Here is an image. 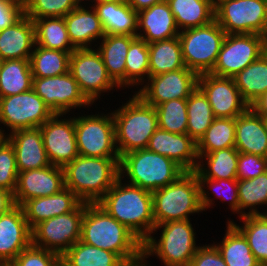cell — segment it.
<instances>
[{"label":"cell","mask_w":267,"mask_h":266,"mask_svg":"<svg viewBox=\"0 0 267 266\" xmlns=\"http://www.w3.org/2000/svg\"><path fill=\"white\" fill-rule=\"evenodd\" d=\"M80 241L116 253L127 265L143 259L142 241L97 203H85Z\"/></svg>","instance_id":"obj_1"},{"label":"cell","mask_w":267,"mask_h":266,"mask_svg":"<svg viewBox=\"0 0 267 266\" xmlns=\"http://www.w3.org/2000/svg\"><path fill=\"white\" fill-rule=\"evenodd\" d=\"M122 180L119 177L97 204L143 242L155 227L152 192Z\"/></svg>","instance_id":"obj_2"},{"label":"cell","mask_w":267,"mask_h":266,"mask_svg":"<svg viewBox=\"0 0 267 266\" xmlns=\"http://www.w3.org/2000/svg\"><path fill=\"white\" fill-rule=\"evenodd\" d=\"M120 158L77 156L64 168L65 188L82 202L98 203L120 177Z\"/></svg>","instance_id":"obj_3"},{"label":"cell","mask_w":267,"mask_h":266,"mask_svg":"<svg viewBox=\"0 0 267 266\" xmlns=\"http://www.w3.org/2000/svg\"><path fill=\"white\" fill-rule=\"evenodd\" d=\"M125 104L112 112L115 143L119 156L147 148L149 139L158 129L154 106L147 104L136 92Z\"/></svg>","instance_id":"obj_4"},{"label":"cell","mask_w":267,"mask_h":266,"mask_svg":"<svg viewBox=\"0 0 267 266\" xmlns=\"http://www.w3.org/2000/svg\"><path fill=\"white\" fill-rule=\"evenodd\" d=\"M155 225L189 220L190 214L203 211L201 189L195 171H185L171 184L152 192Z\"/></svg>","instance_id":"obj_5"},{"label":"cell","mask_w":267,"mask_h":266,"mask_svg":"<svg viewBox=\"0 0 267 266\" xmlns=\"http://www.w3.org/2000/svg\"><path fill=\"white\" fill-rule=\"evenodd\" d=\"M120 177L127 176L129 184L150 192L174 182L185 171L173 160L144 148L120 157Z\"/></svg>","instance_id":"obj_6"},{"label":"cell","mask_w":267,"mask_h":266,"mask_svg":"<svg viewBox=\"0 0 267 266\" xmlns=\"http://www.w3.org/2000/svg\"><path fill=\"white\" fill-rule=\"evenodd\" d=\"M158 229L161 230L158 241L155 237L149 236L142 242L143 260L155 254L165 266H189L200 247L196 246V232L190 219L155 225L152 233Z\"/></svg>","instance_id":"obj_7"},{"label":"cell","mask_w":267,"mask_h":266,"mask_svg":"<svg viewBox=\"0 0 267 266\" xmlns=\"http://www.w3.org/2000/svg\"><path fill=\"white\" fill-rule=\"evenodd\" d=\"M178 37L185 66L198 75L210 73L226 37L218 22L182 30Z\"/></svg>","instance_id":"obj_8"},{"label":"cell","mask_w":267,"mask_h":266,"mask_svg":"<svg viewBox=\"0 0 267 266\" xmlns=\"http://www.w3.org/2000/svg\"><path fill=\"white\" fill-rule=\"evenodd\" d=\"M215 20L226 34L267 33V0H215Z\"/></svg>","instance_id":"obj_9"},{"label":"cell","mask_w":267,"mask_h":266,"mask_svg":"<svg viewBox=\"0 0 267 266\" xmlns=\"http://www.w3.org/2000/svg\"><path fill=\"white\" fill-rule=\"evenodd\" d=\"M74 127L79 156L120 158L112 112L74 117Z\"/></svg>","instance_id":"obj_10"},{"label":"cell","mask_w":267,"mask_h":266,"mask_svg":"<svg viewBox=\"0 0 267 266\" xmlns=\"http://www.w3.org/2000/svg\"><path fill=\"white\" fill-rule=\"evenodd\" d=\"M93 48L75 49L69 58V72L85 96L93 104L101 93L111 91L118 85L108 75L104 62Z\"/></svg>","instance_id":"obj_11"},{"label":"cell","mask_w":267,"mask_h":266,"mask_svg":"<svg viewBox=\"0 0 267 266\" xmlns=\"http://www.w3.org/2000/svg\"><path fill=\"white\" fill-rule=\"evenodd\" d=\"M85 212L82 202L74 211L40 222L32 229V244L63 255L81 237V223Z\"/></svg>","instance_id":"obj_12"},{"label":"cell","mask_w":267,"mask_h":266,"mask_svg":"<svg viewBox=\"0 0 267 266\" xmlns=\"http://www.w3.org/2000/svg\"><path fill=\"white\" fill-rule=\"evenodd\" d=\"M265 53V36L259 34H226L213 75L233 77Z\"/></svg>","instance_id":"obj_13"},{"label":"cell","mask_w":267,"mask_h":266,"mask_svg":"<svg viewBox=\"0 0 267 266\" xmlns=\"http://www.w3.org/2000/svg\"><path fill=\"white\" fill-rule=\"evenodd\" d=\"M53 115L51 109L33 89L0 98V124L9 127L10 133L40 127Z\"/></svg>","instance_id":"obj_14"},{"label":"cell","mask_w":267,"mask_h":266,"mask_svg":"<svg viewBox=\"0 0 267 266\" xmlns=\"http://www.w3.org/2000/svg\"><path fill=\"white\" fill-rule=\"evenodd\" d=\"M198 76L185 66L176 71L149 77L146 79L148 82L136 94L154 107L173 99H187L198 87Z\"/></svg>","instance_id":"obj_15"},{"label":"cell","mask_w":267,"mask_h":266,"mask_svg":"<svg viewBox=\"0 0 267 266\" xmlns=\"http://www.w3.org/2000/svg\"><path fill=\"white\" fill-rule=\"evenodd\" d=\"M32 89L54 114H67L71 109L91 106L71 73L53 77H33Z\"/></svg>","instance_id":"obj_16"},{"label":"cell","mask_w":267,"mask_h":266,"mask_svg":"<svg viewBox=\"0 0 267 266\" xmlns=\"http://www.w3.org/2000/svg\"><path fill=\"white\" fill-rule=\"evenodd\" d=\"M64 117L54 114L40 126L43 145L51 165L64 168L69 162L79 156L74 117Z\"/></svg>","instance_id":"obj_17"},{"label":"cell","mask_w":267,"mask_h":266,"mask_svg":"<svg viewBox=\"0 0 267 266\" xmlns=\"http://www.w3.org/2000/svg\"><path fill=\"white\" fill-rule=\"evenodd\" d=\"M198 87L206 95L216 118H236L250 107L243 100L233 77L203 73L198 76Z\"/></svg>","instance_id":"obj_18"},{"label":"cell","mask_w":267,"mask_h":266,"mask_svg":"<svg viewBox=\"0 0 267 266\" xmlns=\"http://www.w3.org/2000/svg\"><path fill=\"white\" fill-rule=\"evenodd\" d=\"M64 188L62 167L49 165L40 169L19 172L16 190L13 193L14 203L21 206L29 199L51 196Z\"/></svg>","instance_id":"obj_19"},{"label":"cell","mask_w":267,"mask_h":266,"mask_svg":"<svg viewBox=\"0 0 267 266\" xmlns=\"http://www.w3.org/2000/svg\"><path fill=\"white\" fill-rule=\"evenodd\" d=\"M32 244V229L23 209L14 205L0 217V263H11Z\"/></svg>","instance_id":"obj_20"},{"label":"cell","mask_w":267,"mask_h":266,"mask_svg":"<svg viewBox=\"0 0 267 266\" xmlns=\"http://www.w3.org/2000/svg\"><path fill=\"white\" fill-rule=\"evenodd\" d=\"M147 149L168 157L184 171L197 168V143L187 133H171L158 127L149 139Z\"/></svg>","instance_id":"obj_21"},{"label":"cell","mask_w":267,"mask_h":266,"mask_svg":"<svg viewBox=\"0 0 267 266\" xmlns=\"http://www.w3.org/2000/svg\"><path fill=\"white\" fill-rule=\"evenodd\" d=\"M5 137L13 146L18 172L48 167L40 127L20 129Z\"/></svg>","instance_id":"obj_22"},{"label":"cell","mask_w":267,"mask_h":266,"mask_svg":"<svg viewBox=\"0 0 267 266\" xmlns=\"http://www.w3.org/2000/svg\"><path fill=\"white\" fill-rule=\"evenodd\" d=\"M137 31H140L137 37L147 43L177 37L180 33L166 0L138 12Z\"/></svg>","instance_id":"obj_23"},{"label":"cell","mask_w":267,"mask_h":266,"mask_svg":"<svg viewBox=\"0 0 267 266\" xmlns=\"http://www.w3.org/2000/svg\"><path fill=\"white\" fill-rule=\"evenodd\" d=\"M82 201L68 188L51 196L37 197L25 201L21 207L31 229L40 222L74 211Z\"/></svg>","instance_id":"obj_24"},{"label":"cell","mask_w":267,"mask_h":266,"mask_svg":"<svg viewBox=\"0 0 267 266\" xmlns=\"http://www.w3.org/2000/svg\"><path fill=\"white\" fill-rule=\"evenodd\" d=\"M235 148L267 158V120L251 107L235 118Z\"/></svg>","instance_id":"obj_25"},{"label":"cell","mask_w":267,"mask_h":266,"mask_svg":"<svg viewBox=\"0 0 267 266\" xmlns=\"http://www.w3.org/2000/svg\"><path fill=\"white\" fill-rule=\"evenodd\" d=\"M82 5L64 16L69 40L75 49L92 48V42L106 35L95 9Z\"/></svg>","instance_id":"obj_26"},{"label":"cell","mask_w":267,"mask_h":266,"mask_svg":"<svg viewBox=\"0 0 267 266\" xmlns=\"http://www.w3.org/2000/svg\"><path fill=\"white\" fill-rule=\"evenodd\" d=\"M35 45V25L23 15L13 25L0 31V60L30 59Z\"/></svg>","instance_id":"obj_27"},{"label":"cell","mask_w":267,"mask_h":266,"mask_svg":"<svg viewBox=\"0 0 267 266\" xmlns=\"http://www.w3.org/2000/svg\"><path fill=\"white\" fill-rule=\"evenodd\" d=\"M92 7L100 18L105 34L137 36L138 12L127 1H97Z\"/></svg>","instance_id":"obj_28"},{"label":"cell","mask_w":267,"mask_h":266,"mask_svg":"<svg viewBox=\"0 0 267 266\" xmlns=\"http://www.w3.org/2000/svg\"><path fill=\"white\" fill-rule=\"evenodd\" d=\"M136 37L106 34L97 47L108 75L120 88L125 87L126 56L131 42Z\"/></svg>","instance_id":"obj_29"},{"label":"cell","mask_w":267,"mask_h":266,"mask_svg":"<svg viewBox=\"0 0 267 266\" xmlns=\"http://www.w3.org/2000/svg\"><path fill=\"white\" fill-rule=\"evenodd\" d=\"M166 1L179 31L204 26L215 20V0Z\"/></svg>","instance_id":"obj_30"},{"label":"cell","mask_w":267,"mask_h":266,"mask_svg":"<svg viewBox=\"0 0 267 266\" xmlns=\"http://www.w3.org/2000/svg\"><path fill=\"white\" fill-rule=\"evenodd\" d=\"M227 230L221 243L213 244L227 266H261L249 247L243 233L232 223L227 222Z\"/></svg>","instance_id":"obj_31"},{"label":"cell","mask_w":267,"mask_h":266,"mask_svg":"<svg viewBox=\"0 0 267 266\" xmlns=\"http://www.w3.org/2000/svg\"><path fill=\"white\" fill-rule=\"evenodd\" d=\"M238 156L239 151L235 147L198 155L199 161L195 173L198 178L237 179ZM201 159H205L204 162L207 166Z\"/></svg>","instance_id":"obj_32"},{"label":"cell","mask_w":267,"mask_h":266,"mask_svg":"<svg viewBox=\"0 0 267 266\" xmlns=\"http://www.w3.org/2000/svg\"><path fill=\"white\" fill-rule=\"evenodd\" d=\"M149 77L185 67L179 37L148 43Z\"/></svg>","instance_id":"obj_33"},{"label":"cell","mask_w":267,"mask_h":266,"mask_svg":"<svg viewBox=\"0 0 267 266\" xmlns=\"http://www.w3.org/2000/svg\"><path fill=\"white\" fill-rule=\"evenodd\" d=\"M243 100L251 106L267 91V53L233 76Z\"/></svg>","instance_id":"obj_34"},{"label":"cell","mask_w":267,"mask_h":266,"mask_svg":"<svg viewBox=\"0 0 267 266\" xmlns=\"http://www.w3.org/2000/svg\"><path fill=\"white\" fill-rule=\"evenodd\" d=\"M33 75L29 59L3 60L0 65V98L32 89Z\"/></svg>","instance_id":"obj_35"},{"label":"cell","mask_w":267,"mask_h":266,"mask_svg":"<svg viewBox=\"0 0 267 266\" xmlns=\"http://www.w3.org/2000/svg\"><path fill=\"white\" fill-rule=\"evenodd\" d=\"M61 260L66 266L127 265L116 253L87 245L80 240L61 256Z\"/></svg>","instance_id":"obj_36"},{"label":"cell","mask_w":267,"mask_h":266,"mask_svg":"<svg viewBox=\"0 0 267 266\" xmlns=\"http://www.w3.org/2000/svg\"><path fill=\"white\" fill-rule=\"evenodd\" d=\"M35 45L46 49L73 52L64 17H45L34 21Z\"/></svg>","instance_id":"obj_37"},{"label":"cell","mask_w":267,"mask_h":266,"mask_svg":"<svg viewBox=\"0 0 267 266\" xmlns=\"http://www.w3.org/2000/svg\"><path fill=\"white\" fill-rule=\"evenodd\" d=\"M71 53L34 45L29 59L33 77L45 78L66 74L69 71Z\"/></svg>","instance_id":"obj_38"},{"label":"cell","mask_w":267,"mask_h":266,"mask_svg":"<svg viewBox=\"0 0 267 266\" xmlns=\"http://www.w3.org/2000/svg\"><path fill=\"white\" fill-rule=\"evenodd\" d=\"M187 115L186 133L197 143L215 118L206 95L199 87L187 98Z\"/></svg>","instance_id":"obj_39"},{"label":"cell","mask_w":267,"mask_h":266,"mask_svg":"<svg viewBox=\"0 0 267 266\" xmlns=\"http://www.w3.org/2000/svg\"><path fill=\"white\" fill-rule=\"evenodd\" d=\"M235 118H214L205 134L197 142V155L235 147Z\"/></svg>","instance_id":"obj_40"},{"label":"cell","mask_w":267,"mask_h":266,"mask_svg":"<svg viewBox=\"0 0 267 266\" xmlns=\"http://www.w3.org/2000/svg\"><path fill=\"white\" fill-rule=\"evenodd\" d=\"M244 226L232 222L246 237L252 253L261 266H267V215L240 217Z\"/></svg>","instance_id":"obj_41"},{"label":"cell","mask_w":267,"mask_h":266,"mask_svg":"<svg viewBox=\"0 0 267 266\" xmlns=\"http://www.w3.org/2000/svg\"><path fill=\"white\" fill-rule=\"evenodd\" d=\"M239 217L246 215H262L257 205H267V171L246 180H238ZM249 212H243L245 209Z\"/></svg>","instance_id":"obj_42"},{"label":"cell","mask_w":267,"mask_h":266,"mask_svg":"<svg viewBox=\"0 0 267 266\" xmlns=\"http://www.w3.org/2000/svg\"><path fill=\"white\" fill-rule=\"evenodd\" d=\"M125 62V87L143 84L145 77L149 78L148 43L136 37L129 46Z\"/></svg>","instance_id":"obj_43"},{"label":"cell","mask_w":267,"mask_h":266,"mask_svg":"<svg viewBox=\"0 0 267 266\" xmlns=\"http://www.w3.org/2000/svg\"><path fill=\"white\" fill-rule=\"evenodd\" d=\"M201 189V205L203 211L210 208L213 204V200L209 197V191L216 195L217 198L223 201L228 200L229 206L234 213L239 214V198H238V180L237 179H212V178H198ZM206 184V186H205ZM209 185V186H208ZM207 188L206 190L204 188ZM218 189V190H217ZM230 189V190H229ZM230 191L231 194H227L226 191ZM225 191V192H224ZM225 193V194H224Z\"/></svg>","instance_id":"obj_44"},{"label":"cell","mask_w":267,"mask_h":266,"mask_svg":"<svg viewBox=\"0 0 267 266\" xmlns=\"http://www.w3.org/2000/svg\"><path fill=\"white\" fill-rule=\"evenodd\" d=\"M158 127L171 133L184 134L187 131V99H173L155 107Z\"/></svg>","instance_id":"obj_45"},{"label":"cell","mask_w":267,"mask_h":266,"mask_svg":"<svg viewBox=\"0 0 267 266\" xmlns=\"http://www.w3.org/2000/svg\"><path fill=\"white\" fill-rule=\"evenodd\" d=\"M83 0H23L24 14L33 21L45 17H64Z\"/></svg>","instance_id":"obj_46"},{"label":"cell","mask_w":267,"mask_h":266,"mask_svg":"<svg viewBox=\"0 0 267 266\" xmlns=\"http://www.w3.org/2000/svg\"><path fill=\"white\" fill-rule=\"evenodd\" d=\"M18 173L14 148L3 137L0 140V188L13 194L17 186Z\"/></svg>","instance_id":"obj_47"},{"label":"cell","mask_w":267,"mask_h":266,"mask_svg":"<svg viewBox=\"0 0 267 266\" xmlns=\"http://www.w3.org/2000/svg\"><path fill=\"white\" fill-rule=\"evenodd\" d=\"M60 261L61 255L31 244L21 251L10 264L12 266H56Z\"/></svg>","instance_id":"obj_48"},{"label":"cell","mask_w":267,"mask_h":266,"mask_svg":"<svg viewBox=\"0 0 267 266\" xmlns=\"http://www.w3.org/2000/svg\"><path fill=\"white\" fill-rule=\"evenodd\" d=\"M267 171V158L239 152L237 180L255 178Z\"/></svg>","instance_id":"obj_49"},{"label":"cell","mask_w":267,"mask_h":266,"mask_svg":"<svg viewBox=\"0 0 267 266\" xmlns=\"http://www.w3.org/2000/svg\"><path fill=\"white\" fill-rule=\"evenodd\" d=\"M23 15V0H0V31L13 25Z\"/></svg>","instance_id":"obj_50"},{"label":"cell","mask_w":267,"mask_h":266,"mask_svg":"<svg viewBox=\"0 0 267 266\" xmlns=\"http://www.w3.org/2000/svg\"><path fill=\"white\" fill-rule=\"evenodd\" d=\"M189 266H227L217 248L212 245H203L197 249Z\"/></svg>","instance_id":"obj_51"},{"label":"cell","mask_w":267,"mask_h":266,"mask_svg":"<svg viewBox=\"0 0 267 266\" xmlns=\"http://www.w3.org/2000/svg\"><path fill=\"white\" fill-rule=\"evenodd\" d=\"M15 205L13 194L0 188V217Z\"/></svg>","instance_id":"obj_52"},{"label":"cell","mask_w":267,"mask_h":266,"mask_svg":"<svg viewBox=\"0 0 267 266\" xmlns=\"http://www.w3.org/2000/svg\"><path fill=\"white\" fill-rule=\"evenodd\" d=\"M250 107L257 114L267 120V91L263 93Z\"/></svg>","instance_id":"obj_53"},{"label":"cell","mask_w":267,"mask_h":266,"mask_svg":"<svg viewBox=\"0 0 267 266\" xmlns=\"http://www.w3.org/2000/svg\"><path fill=\"white\" fill-rule=\"evenodd\" d=\"M165 0H127V3L136 11L151 7L152 5Z\"/></svg>","instance_id":"obj_54"},{"label":"cell","mask_w":267,"mask_h":266,"mask_svg":"<svg viewBox=\"0 0 267 266\" xmlns=\"http://www.w3.org/2000/svg\"><path fill=\"white\" fill-rule=\"evenodd\" d=\"M126 266H148V264H147V261L146 260H141V261H139V262H137V263H134V264H128V265H126ZM149 266H151V265H149Z\"/></svg>","instance_id":"obj_55"},{"label":"cell","mask_w":267,"mask_h":266,"mask_svg":"<svg viewBox=\"0 0 267 266\" xmlns=\"http://www.w3.org/2000/svg\"><path fill=\"white\" fill-rule=\"evenodd\" d=\"M84 1V0H83ZM86 1H88V0H86ZM97 1H117V2H126L127 0H91L90 2H97Z\"/></svg>","instance_id":"obj_56"},{"label":"cell","mask_w":267,"mask_h":266,"mask_svg":"<svg viewBox=\"0 0 267 266\" xmlns=\"http://www.w3.org/2000/svg\"><path fill=\"white\" fill-rule=\"evenodd\" d=\"M5 130H1L0 129V140L3 138V137H6V133H4Z\"/></svg>","instance_id":"obj_57"},{"label":"cell","mask_w":267,"mask_h":266,"mask_svg":"<svg viewBox=\"0 0 267 266\" xmlns=\"http://www.w3.org/2000/svg\"><path fill=\"white\" fill-rule=\"evenodd\" d=\"M265 52L267 53V33L265 35Z\"/></svg>","instance_id":"obj_58"},{"label":"cell","mask_w":267,"mask_h":266,"mask_svg":"<svg viewBox=\"0 0 267 266\" xmlns=\"http://www.w3.org/2000/svg\"><path fill=\"white\" fill-rule=\"evenodd\" d=\"M0 266H12L10 263H0Z\"/></svg>","instance_id":"obj_59"},{"label":"cell","mask_w":267,"mask_h":266,"mask_svg":"<svg viewBox=\"0 0 267 266\" xmlns=\"http://www.w3.org/2000/svg\"><path fill=\"white\" fill-rule=\"evenodd\" d=\"M56 266H66V265L61 260Z\"/></svg>","instance_id":"obj_60"},{"label":"cell","mask_w":267,"mask_h":266,"mask_svg":"<svg viewBox=\"0 0 267 266\" xmlns=\"http://www.w3.org/2000/svg\"><path fill=\"white\" fill-rule=\"evenodd\" d=\"M262 215H267V211L265 210V212H263Z\"/></svg>","instance_id":"obj_61"}]
</instances>
